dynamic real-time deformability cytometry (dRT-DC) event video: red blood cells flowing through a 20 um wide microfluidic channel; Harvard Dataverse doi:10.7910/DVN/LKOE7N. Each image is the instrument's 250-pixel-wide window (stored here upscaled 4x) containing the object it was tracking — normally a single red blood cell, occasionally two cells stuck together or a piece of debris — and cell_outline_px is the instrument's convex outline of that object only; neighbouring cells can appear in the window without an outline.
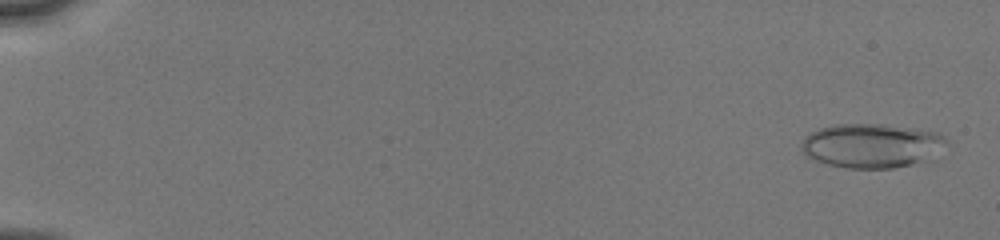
{"species": "human", "species_latin": "Homo sapiens", "temperature_condition": "cold", "stored_images_in_passage": 48, "camera_frame_rate_fps": 3000, "um_per_image_px": 0.085, "donor": {"sex": "male"}, "frame": {"image": 1, "passage_image": 3, "time_ms": 0.333, "image_size_px": [1000, 240], "cell_outline_px": [[948, 140], [920, 160], [912, 164], [892, 168], [848, 168], [828, 164], [804, 156], [800, 148], [800, 144], [804, 136], [820, 128], [836, 124], [880, 124], [916, 128], [936, 132], [944, 136]], "centroid_in_image_um": [73.94, 12.36], "position_along_channel_um": 11.1, "area_um2": 36.65}}
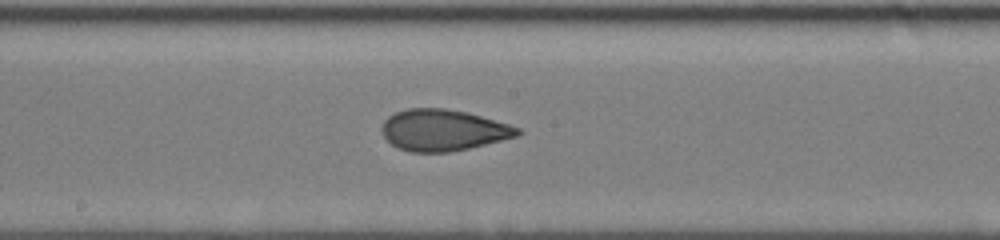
{"frame": {"image": 2, "passage_image": 31, "time_ms": 9.667, "image_size_px": [1000, 240], "cell_outline_px": [[524, 132], [516, 136], [468, 148], [448, 152], [412, 152], [396, 148], [380, 132], [380, 128], [384, 120], [388, 116], [396, 112], [408, 108], [444, 108], [464, 112], [480, 116], [508, 124], [520, 128]], "centroid_in_image_um": [37.61, 11.06], "position_along_channel_um": 210.6, "area_um2": 32.48}}
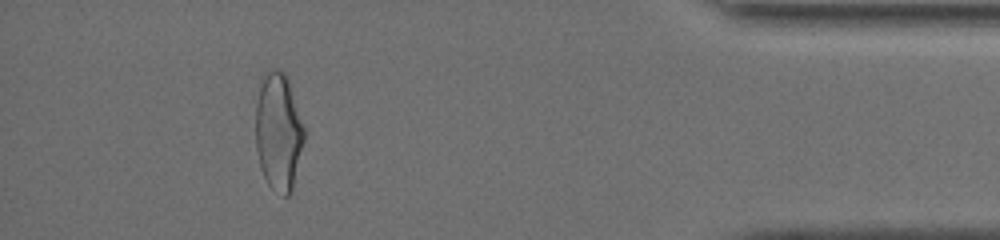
{"frame": {"image": 3, "passage_image": 45, "time_ms": 15.667, "image_size_px": [1000, 240], "cell_outline_px": [[304, 140], [292, 188], [288, 196], [284, 196], [272, 188], [268, 184], [260, 168], [256, 148], [256, 104], [264, 72], [272, 68], [280, 68], [288, 76], [304, 128]], "centroid_in_image_um": [23.66, 11.15], "position_along_channel_um": 411.5, "area_um2": 33.18}, "authors_computed_cell_mechanics": {"area_um2": 33.6107, "velocity_mm_per_s": 4.0626, "shape_relaxation_time_tau1_ms": 5.6539, "shape_relaxation_time_tau2_ms": 1.472, "deformation_change_tau1": 0.1668, "deformation_change_tau2": 0.0731}}